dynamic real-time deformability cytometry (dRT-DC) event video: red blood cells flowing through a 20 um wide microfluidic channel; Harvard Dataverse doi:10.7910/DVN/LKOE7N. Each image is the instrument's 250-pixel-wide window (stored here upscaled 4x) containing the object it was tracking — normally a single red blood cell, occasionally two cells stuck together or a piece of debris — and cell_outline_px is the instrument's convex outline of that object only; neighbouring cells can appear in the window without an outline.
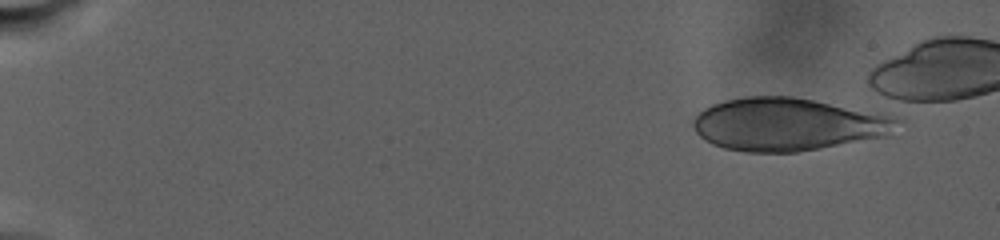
{"species": "human", "species_latin": "Homo sapiens", "temperature_condition": "warm", "stored_images_in_passage": 1, "camera_frame_rate_fps": 3000, "um_per_image_px": 0.085, "donor": {"sex": "male"}, "frame": {"image": 1, "passage_image": 1, "time_ms": 0.0, "image_size_px": [1000, 240], "cell_outline_px": [[896, 120], [892, 136], [796, 152], [744, 152], [724, 148], [712, 144], [704, 140], [696, 132], [692, 124], [692, 120], [704, 108], [712, 104], [724, 100], [748, 96], [792, 96], [880, 112], [892, 116]], "centroid_in_image_um": [66.94, 10.57], "position_along_channel_um": 18.1, "area_um2": 63.0}}